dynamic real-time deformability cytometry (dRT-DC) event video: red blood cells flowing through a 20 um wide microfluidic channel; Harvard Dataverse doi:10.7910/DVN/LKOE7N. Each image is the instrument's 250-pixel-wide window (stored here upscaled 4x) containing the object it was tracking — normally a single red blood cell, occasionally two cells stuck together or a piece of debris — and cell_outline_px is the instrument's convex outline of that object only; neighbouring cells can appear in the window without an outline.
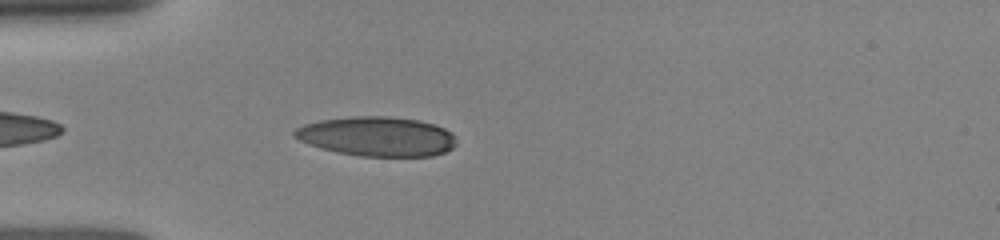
{"species": "human", "species_latin": "Homo sapiens", "temperature_condition": "room temperature", "stored_images_in_passage": 25, "camera_frame_rate_fps": 3000, "um_per_image_px": 0.085, "donor": {"sex": "female"}, "frame": {"image": 1, "passage_image": 3, "time_ms": 0.667, "image_size_px": [1000, 240], "cell_outline_px": [[456, 144], [452, 148], [444, 152], [432, 156], [360, 156], [336, 152], [320, 148], [308, 144], [292, 136], [292, 132], [296, 128], [304, 124], [320, 120], [352, 116], [388, 116], [420, 120], [436, 124], [452, 132], [456, 136]], "centroid_in_image_um": [32.06, 11.59], "position_along_channel_um": 52.9, "area_um2": 37.63}}
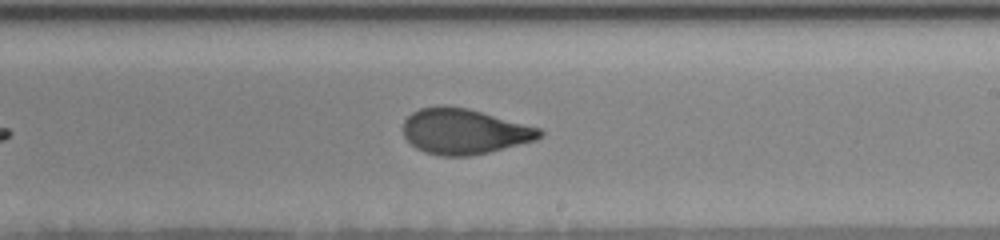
{"frame": {"image": 2, "passage_image": 13, "time_ms": 5.667, "image_size_px": [1000, 240], "cell_outline_px": [[544, 136], [536, 140], [488, 152], [468, 156], [440, 156], [424, 152], [416, 148], [404, 136], [404, 120], [412, 112], [420, 108], [440, 104], [444, 104], [468, 108], [540, 128], [544, 132]], "centroid_in_image_um": [39.45, 11.16], "position_along_channel_um": 249.5, "area_um2": 36.3}}
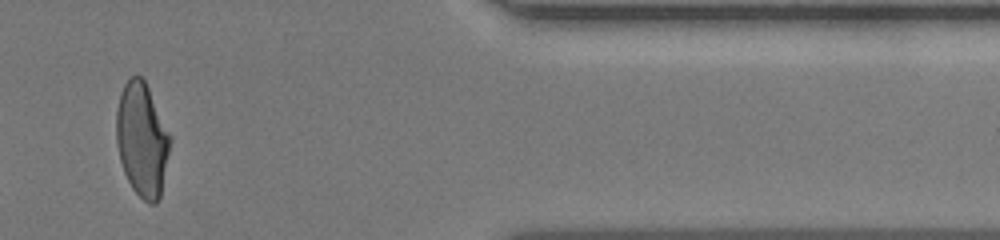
{"frame": {"image": 3, "passage_image": 22, "time_ms": 10.0, "image_size_px": [1000, 240], "cell_outline_px": [[172, 140], [160, 196], [156, 204], [148, 204], [132, 188], [124, 172], [120, 160], [116, 144], [116, 112], [120, 92], [124, 84], [132, 76], [140, 76], [144, 80], [172, 136]], "centroid_in_image_um": [12.08, 11.87], "position_along_channel_um": 399.3, "area_um2": 35.78}}